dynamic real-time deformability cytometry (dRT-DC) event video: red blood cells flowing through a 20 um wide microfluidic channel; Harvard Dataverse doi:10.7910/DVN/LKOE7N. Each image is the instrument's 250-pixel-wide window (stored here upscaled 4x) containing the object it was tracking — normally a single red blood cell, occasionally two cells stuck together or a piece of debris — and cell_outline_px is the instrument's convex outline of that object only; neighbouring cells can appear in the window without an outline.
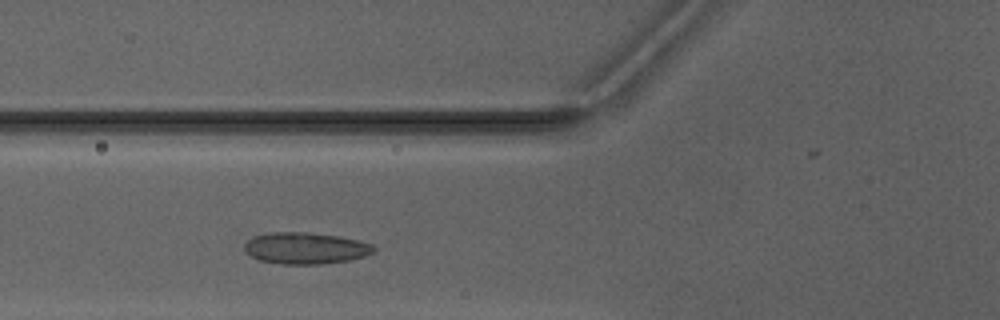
{"species": "Egyptian fruit bat (a non-hibernating species)", "species_latin": "Rousettus aegyptiacus", "temperature_condition": "warm", "stored_images_in_passage": 3, "camera_frame_rate_fps": 3000, "um_per_image_px": 0.085, "animal": {"sex": "male"}, "frame": {"image": 1, "passage_image": 3, "time_ms": 2.333, "image_size_px": [1000, 320], "cell_outline_px": [[376, 252], [364, 256], [348, 260], [324, 264], [280, 264], [260, 260], [252, 256], [244, 248], [244, 244], [252, 236], [268, 232], [308, 232], [340, 236], [372, 244], [376, 248]], "centroid_in_image_um": [25.98, 21.09], "position_along_channel_um": 99.8, "area_um2": 23.87}}